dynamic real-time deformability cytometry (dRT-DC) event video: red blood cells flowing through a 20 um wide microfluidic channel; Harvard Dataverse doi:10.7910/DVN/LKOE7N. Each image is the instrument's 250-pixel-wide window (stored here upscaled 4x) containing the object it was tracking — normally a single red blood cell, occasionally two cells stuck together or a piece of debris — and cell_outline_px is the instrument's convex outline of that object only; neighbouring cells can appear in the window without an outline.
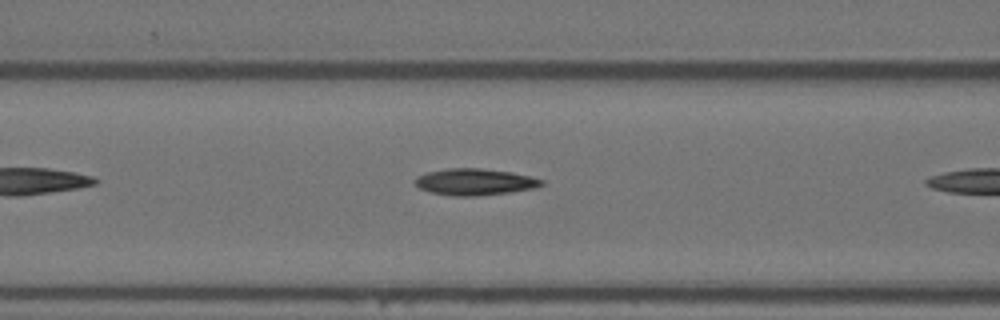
{"species": "Egyptian fruit bat (a non-hibernating species)", "species_latin": "Rousettus aegyptiacus", "temperature_condition": "warm", "stored_images_in_passage": 6, "camera_frame_rate_fps": 3000, "um_per_image_px": 0.085, "animal": {"sex": "female"}, "frame": {"image": 1, "passage_image": 5, "time_ms": 1.333, "image_size_px": [1000, 320], "cell_outline_px": [[544, 184], [536, 188], [508, 192], [476, 196], [452, 196], [428, 192], [420, 188], [416, 184], [416, 176], [428, 172], [448, 168], [480, 168], [508, 172], [528, 176], [544, 180]], "centroid_in_image_um": [40.34, 15.47], "position_along_channel_um": 126.3, "area_um2": 19.42}}